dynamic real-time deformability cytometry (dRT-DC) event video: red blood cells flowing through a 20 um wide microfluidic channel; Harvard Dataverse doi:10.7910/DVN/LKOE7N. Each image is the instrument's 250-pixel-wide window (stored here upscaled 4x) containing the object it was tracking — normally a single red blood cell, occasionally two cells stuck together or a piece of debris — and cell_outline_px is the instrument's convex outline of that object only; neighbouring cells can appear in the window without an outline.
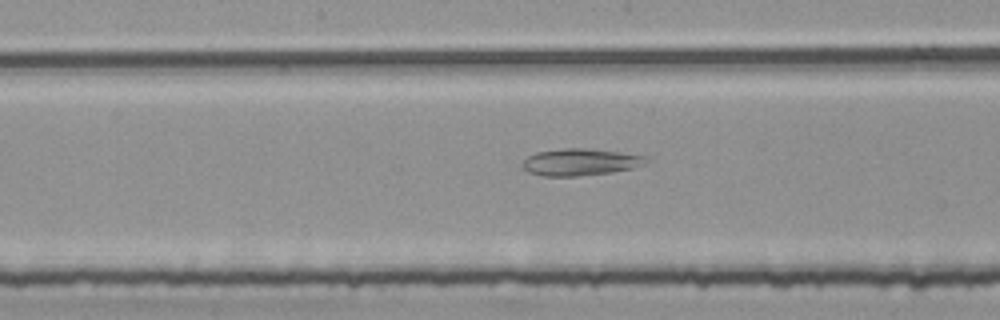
{"species": "common noctule bat (a hibernating species)", "species_latin": "Nyctalus noctula", "temperature_condition": "room temperature", "stored_images_in_passage": 54, "camera_frame_rate_fps": 3000, "um_per_image_px": 0.085, "animal": {"sex": "female", "body_mass_g": 25.1}, "frame": {"image": 1, "passage_image": 28, "time_ms": 9.0, "image_size_px": [1000, 320], "cell_outline_px": [[648, 160], [632, 168], [612, 172], [580, 176], [540, 176], [528, 172], [520, 164], [528, 156], [536, 152], [564, 148], [588, 148], [648, 156]], "centroid_in_image_um": [49.27, 13.78], "position_along_channel_um": 198.9, "area_um2": 19.36}}
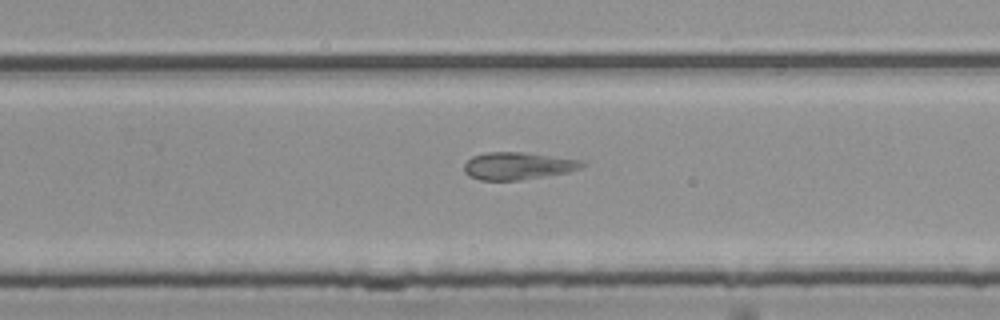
{"frame": {"image": 2, "passage_image": 35, "time_ms": 11.333, "image_size_px": [1000, 320], "cell_outline_px": [[584, 168], [568, 172], [520, 180], [480, 180], [468, 176], [464, 172], [464, 164], [472, 156], [488, 152], [524, 152], [580, 160], [584, 164]], "centroid_in_image_um": [43.99, 14.1], "position_along_channel_um": 285.8, "area_um2": 18.79}}
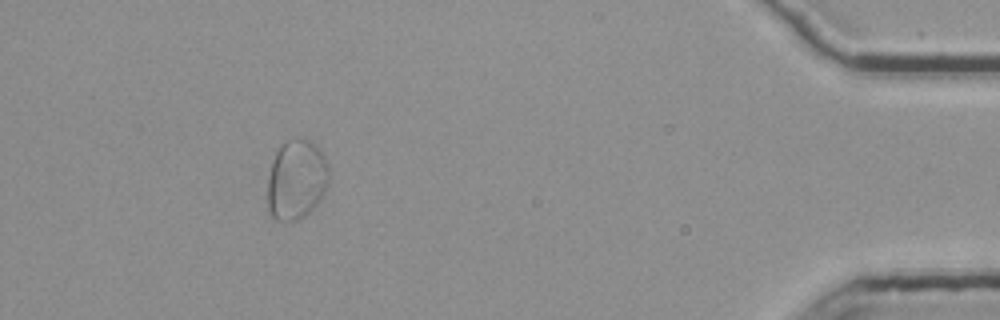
{"frame": {"image": 3, "passage_image": 50, "time_ms": 16.333, "image_size_px": [1000, 320], "cell_outline_px": [[328, 184], [324, 192], [316, 204], [300, 220], [276, 220], [272, 216], [268, 208], [268, 176], [272, 160], [280, 144], [284, 140], [300, 136], [304, 136], [312, 140], [316, 144], [324, 156], [328, 164]], "centroid_in_image_um": [25.19, 15.2], "position_along_channel_um": 410.0, "area_um2": 28.96}, "authors_computed_cell_mechanics": {"area_um2": 28.0619, "velocity_mm_per_s": 3.7513, "shape_relaxation_time_tau1_ms": 5.8299, "shape_relaxation_time_tau2_ms": null, "deformation_change_tau1": null, "deformation_change_tau2": null}}